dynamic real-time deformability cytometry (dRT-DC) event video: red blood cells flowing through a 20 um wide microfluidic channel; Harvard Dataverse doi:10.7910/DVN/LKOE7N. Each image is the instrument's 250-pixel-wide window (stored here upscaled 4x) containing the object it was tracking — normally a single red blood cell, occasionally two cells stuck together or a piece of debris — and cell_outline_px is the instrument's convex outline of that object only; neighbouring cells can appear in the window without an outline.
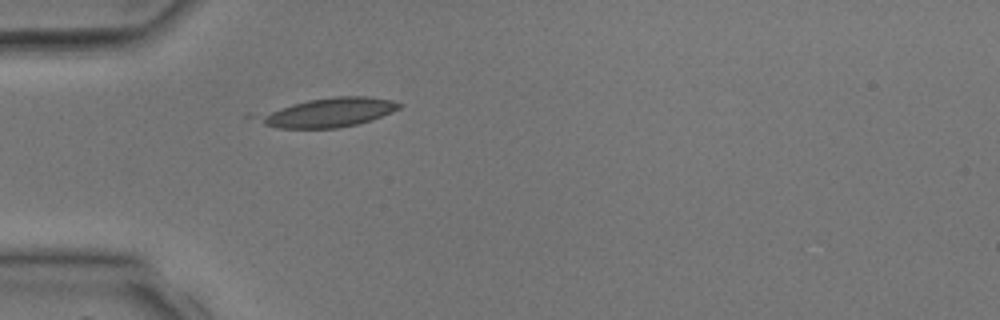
{"species": "common noctule bat (a hibernating species)", "species_latin": "Nyctalus noctula", "temperature_condition": "room temperature", "stored_images_in_passage": 2, "camera_frame_rate_fps": 3000, "um_per_image_px": 0.085, "animal": {"sex": "male", "body_mass_g": 17.9, "forearm_length_mm": 54.2}, "frame": {"image": 1, "passage_image": 2, "time_ms": 2.333, "image_size_px": [1000, 320], "cell_outline_px": [[404, 104], [400, 108], [392, 112], [372, 120], [356, 124], [336, 128], [276, 128], [264, 124], [244, 116], [248, 112], [308, 100], [336, 96], [368, 96], [392, 100]], "centroid_in_image_um": [27.67, 9.55], "position_along_channel_um": 57.3, "area_um2": 25.14}}